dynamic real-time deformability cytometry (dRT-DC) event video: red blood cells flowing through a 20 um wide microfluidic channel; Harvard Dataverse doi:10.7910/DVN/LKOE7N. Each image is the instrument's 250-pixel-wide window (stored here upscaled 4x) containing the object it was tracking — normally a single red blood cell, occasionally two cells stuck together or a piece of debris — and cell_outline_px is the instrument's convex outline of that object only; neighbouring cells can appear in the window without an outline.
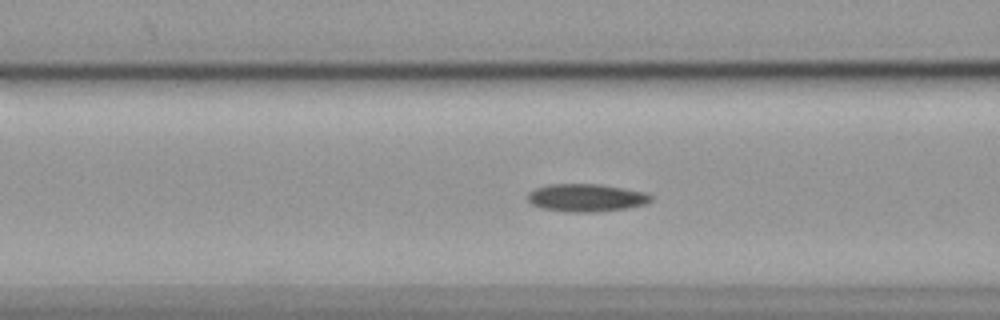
{"species": "common noctule bat (a hibernating species)", "species_latin": "Nyctalus noctula", "temperature_condition": "cold", "stored_images_in_passage": 50, "camera_frame_rate_fps": 3000, "um_per_image_px": 0.085, "animal": {"sex": "female", "body_mass_g": 19.9}, "frame": {"image": 1, "passage_image": 21, "time_ms": 6.667, "image_size_px": [1000, 320], "cell_outline_px": [[652, 200], [644, 204], [628, 208], [592, 212], [568, 212], [540, 208], [532, 204], [528, 200], [528, 192], [536, 188], [548, 184], [600, 184], [644, 192], [652, 196]], "centroid_in_image_um": [49.8, 16.81], "position_along_channel_um": 116.8, "area_um2": 19.88}}
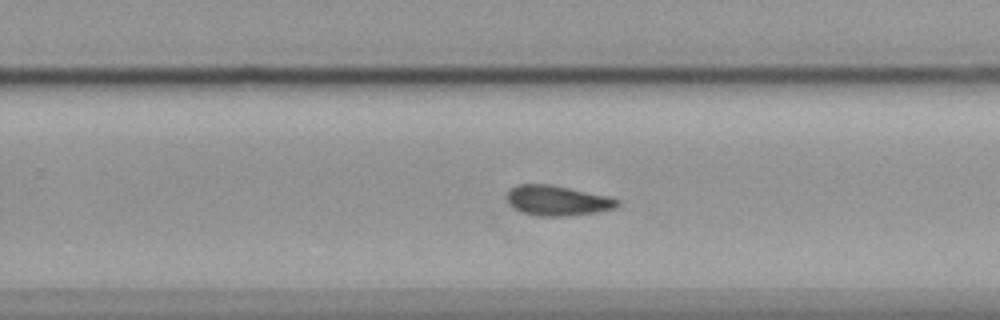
{"frame": {"image": 2, "passage_image": 35, "time_ms": 11.333, "image_size_px": [1000, 320], "cell_outline_px": [[620, 204], [616, 208], [596, 212], [568, 216], [540, 216], [520, 212], [508, 200], [508, 192], [512, 188], [520, 184], [552, 184], [608, 196], [620, 200]], "centroid_in_image_um": [47.43, 17.05], "position_along_channel_um": 282.4, "area_um2": 19.25}}
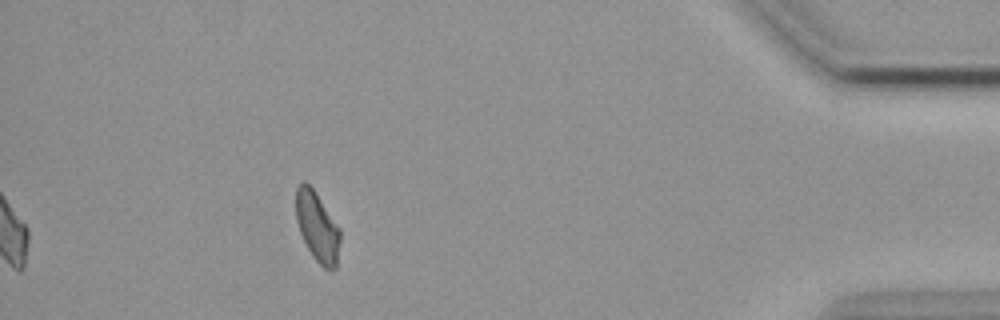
{"frame": {"image": 3, "passage_image": 50, "time_ms": 16.333, "image_size_px": [1000, 320], "cell_outline_px": [[340, 240], [336, 268], [332, 272], [324, 268], [312, 256], [300, 232], [296, 220], [296, 188], [304, 180], [312, 188], [340, 228]], "centroid_in_image_um": [26.98, 19.31], "position_along_channel_um": 408.2, "area_um2": 17.8}, "authors_computed_cell_mechanics": {"area_um2": 19.4497, "velocity_mm_per_s": 3.5636, "shape_relaxation_time_tau1_ms": null, "shape_relaxation_time_tau2_ms": 5.8333, "deformation_change_tau1": null, "deformation_change_tau2": 0.1209}}